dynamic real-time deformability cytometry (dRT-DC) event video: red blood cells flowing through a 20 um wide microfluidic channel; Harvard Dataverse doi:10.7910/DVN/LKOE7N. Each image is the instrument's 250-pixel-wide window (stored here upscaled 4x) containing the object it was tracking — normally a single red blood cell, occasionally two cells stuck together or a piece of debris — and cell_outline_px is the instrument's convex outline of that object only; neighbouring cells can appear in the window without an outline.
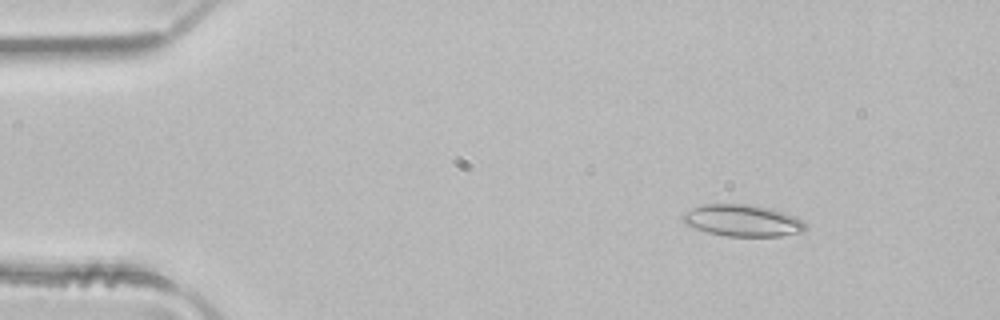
{"species": "common noctule bat (a hibernating species)", "species_latin": "Nyctalus noctula", "temperature_condition": "room temperature", "stored_images_in_passage": 3, "camera_frame_rate_fps": 3000, "um_per_image_px": 0.085, "animal": {"sex": "male", "body_mass_g": 21.5, "forearm_length_mm": 52.0}, "frame": {"image": 1, "passage_image": 2, "time_ms": 0.333, "image_size_px": [1000, 320], "cell_outline_px": [[808, 228], [800, 232], [780, 236], [728, 236], [708, 232], [684, 224], [680, 220], [680, 216], [684, 212], [692, 208], [704, 204], [748, 204], [772, 208], [796, 216], [804, 220], [808, 224]], "centroid_in_image_um": [63.13, 18.74], "position_along_channel_um": 21.9, "area_um2": 23.0}}